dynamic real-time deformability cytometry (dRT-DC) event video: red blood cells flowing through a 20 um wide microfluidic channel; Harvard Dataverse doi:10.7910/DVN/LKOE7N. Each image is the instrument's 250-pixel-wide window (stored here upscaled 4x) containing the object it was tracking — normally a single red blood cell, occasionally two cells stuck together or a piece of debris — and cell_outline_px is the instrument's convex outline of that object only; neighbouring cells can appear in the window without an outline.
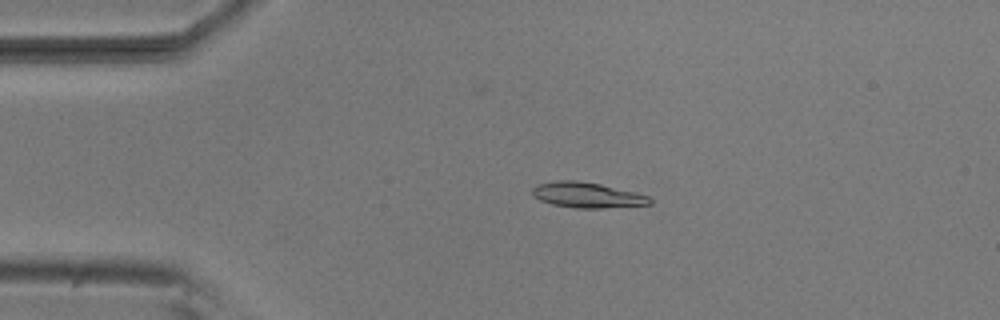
{"species": "common noctule bat (a hibernating species)", "species_latin": "Nyctalus noctula", "temperature_condition": "room temperature", "stored_images_in_passage": 45, "camera_frame_rate_fps": 3000, "um_per_image_px": 0.085, "animal": {"sex": "male", "body_mass_g": 20.5, "forearm_length_mm": 52.5}, "frame": {"image": 1, "passage_image": 3, "time_ms": 0.667, "image_size_px": [1000, 320], "cell_outline_px": [[652, 204], [600, 208], [576, 208], [552, 204], [540, 200], [532, 196], [532, 188], [536, 184], [556, 180], [576, 180], [600, 184], [636, 192], [648, 196], [652, 200]], "centroid_in_image_um": [49.87, 16.57], "position_along_channel_um": 35.1, "area_um2": 17.46}}
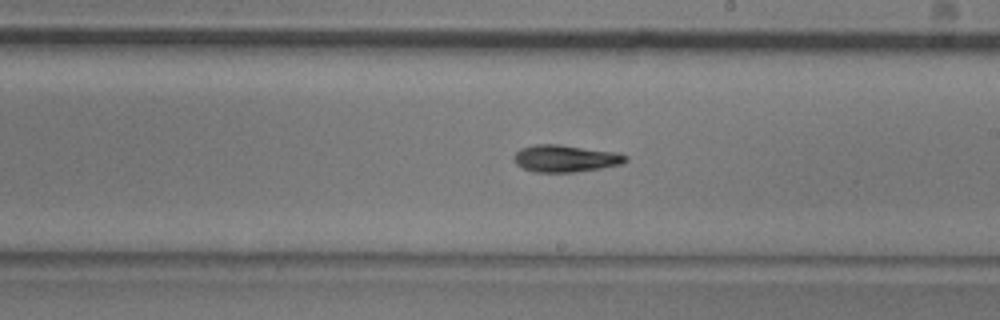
{"frame": {"image": 2, "passage_image": 22, "time_ms": 7.0, "image_size_px": [1000, 320], "cell_outline_px": [[628, 160], [624, 164], [576, 172], [536, 172], [524, 168], [516, 164], [512, 156], [520, 148], [532, 144], [560, 144], [620, 152], [628, 156]], "centroid_in_image_um": [48.1, 13.45], "position_along_channel_um": 240.9, "area_um2": 17.98}}
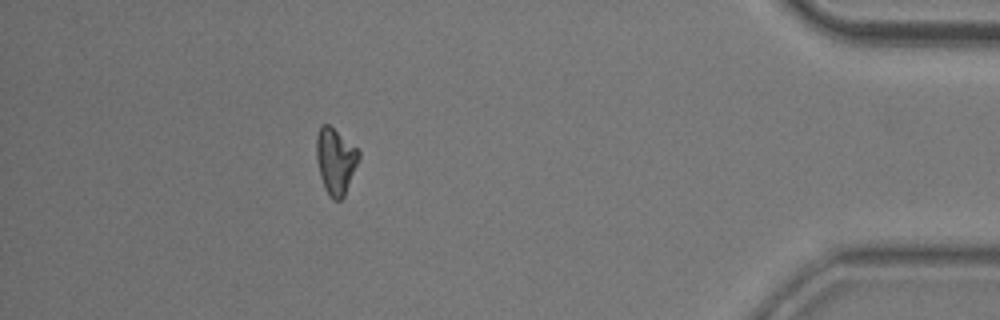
{"frame": {"image": 3, "passage_image": 39, "time_ms": 12.667, "image_size_px": [1000, 320], "cell_outline_px": [[360, 156], [344, 196], [340, 200], [332, 200], [328, 196], [324, 188], [320, 176], [316, 160], [316, 136], [320, 124], [328, 124], [356, 148], [360, 152]], "centroid_in_image_um": [28.48, 13.7], "position_along_channel_um": 406.7, "area_um2": 16.24}, "authors_computed_cell_mechanics": {"area_um2": 16.7042, "velocity_mm_per_s": 3.8289, "shape_relaxation_time_tau1_ms": 4.6417, "shape_relaxation_time_tau2_ms": null, "deformation_change_tau1": 0.1519, "deformation_change_tau2": null}}